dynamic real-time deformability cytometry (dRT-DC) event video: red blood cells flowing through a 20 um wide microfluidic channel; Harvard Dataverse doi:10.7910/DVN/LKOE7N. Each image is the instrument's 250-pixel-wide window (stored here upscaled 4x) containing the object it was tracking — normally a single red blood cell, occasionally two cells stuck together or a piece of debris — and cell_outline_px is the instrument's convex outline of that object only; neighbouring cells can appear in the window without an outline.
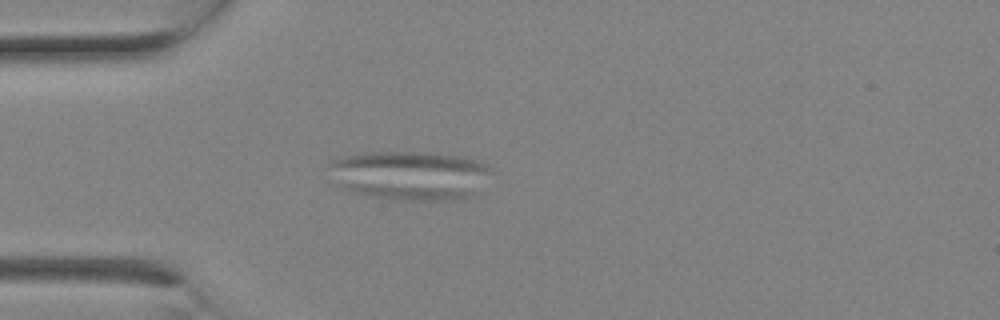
{"species": "Egyptian fruit bat (a non-hibernating species)", "species_latin": "Rousettus aegyptiacus", "temperature_condition": "room temperature", "stored_images_in_passage": 3, "camera_frame_rate_fps": 3000, "um_per_image_px": 0.085, "animal": {"sex": "female"}, "frame": {"image": 1, "passage_image": 3, "time_ms": 0.667, "image_size_px": [1000, 320], "cell_outline_px": [[492, 172], [480, 192], [476, 196], [460, 200], [412, 200], [368, 196], [344, 188], [328, 164], [332, 160], [344, 156], [360, 152], [432, 152], [460, 156], [480, 160], [488, 164]], "centroid_in_image_um": [35.0, 14.89], "position_along_channel_um": 50.0, "area_um2": 46.76}}